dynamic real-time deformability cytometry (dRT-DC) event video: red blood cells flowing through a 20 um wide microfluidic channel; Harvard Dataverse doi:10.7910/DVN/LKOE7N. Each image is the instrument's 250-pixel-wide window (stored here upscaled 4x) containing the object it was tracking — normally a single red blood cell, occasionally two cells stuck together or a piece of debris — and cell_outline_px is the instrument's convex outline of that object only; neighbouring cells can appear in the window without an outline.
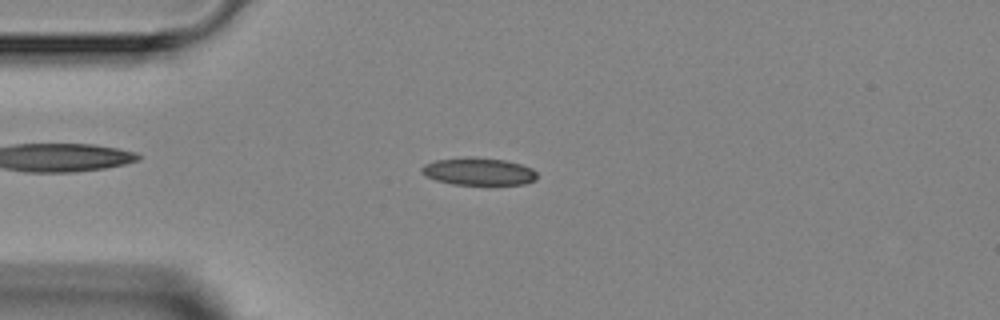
{"species": "Egyptian fruit bat (a non-hibernating species)", "species_latin": "Rousettus aegyptiacus", "temperature_condition": "room temperature", "stored_images_in_passage": 4, "camera_frame_rate_fps": 3000, "um_per_image_px": 0.085, "animal": {"sex": "female"}, "frame": {"image": 1, "passage_image": 2, "time_ms": 2.0, "image_size_px": [1000, 320], "cell_outline_px": [[536, 180], [524, 184], [452, 184], [436, 180], [420, 172], [420, 168], [424, 164], [436, 160], [472, 156], [504, 160], [520, 164], [532, 168], [536, 172]], "centroid_in_image_um": [40.67, 14.56], "position_along_channel_um": 44.3, "area_um2": 18.38}}
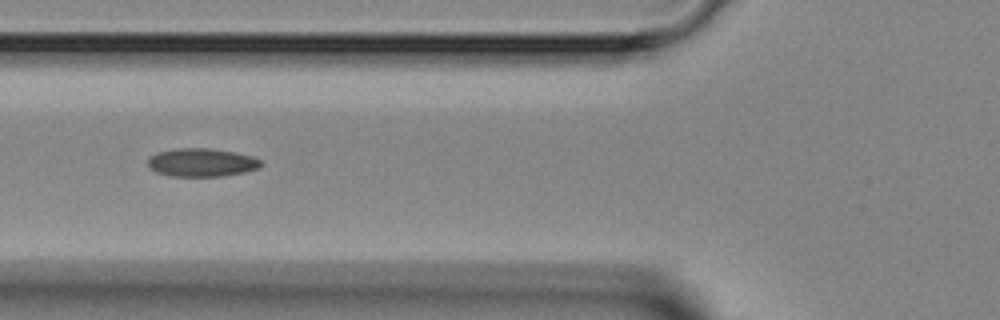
{"frame": {"image": 2, "passage_image": 4, "time_ms": 4.0, "image_size_px": [1000, 320], "cell_outline_px": [[260, 168], [244, 172], [224, 176], [172, 176], [156, 172], [148, 164], [148, 156], [156, 152], [176, 148], [208, 148], [236, 152], [252, 156], [260, 160]], "centroid_in_image_um": [17.13, 13.8], "position_along_channel_um": 108.7, "area_um2": 18.67}}